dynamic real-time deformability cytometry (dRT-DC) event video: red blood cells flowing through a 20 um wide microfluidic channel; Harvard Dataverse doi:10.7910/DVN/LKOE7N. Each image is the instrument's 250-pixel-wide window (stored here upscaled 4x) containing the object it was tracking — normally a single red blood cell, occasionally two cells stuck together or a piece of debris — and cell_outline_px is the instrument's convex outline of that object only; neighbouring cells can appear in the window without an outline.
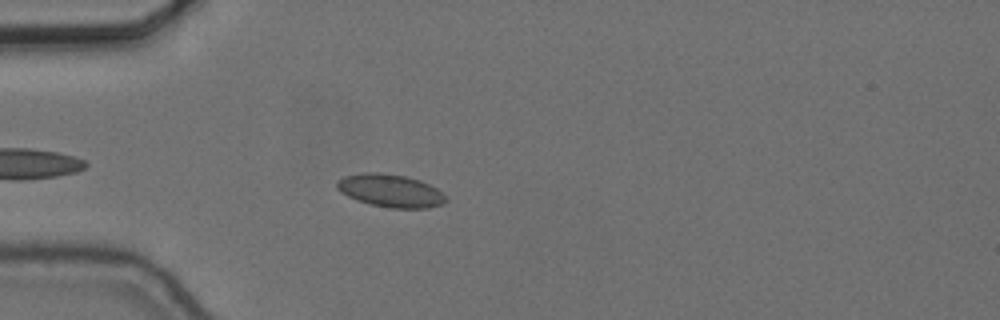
{"species": "common noctule bat (a hibernating species)", "species_latin": "Nyctalus noctula", "temperature_condition": "cold", "stored_images_in_passage": 44, "camera_frame_rate_fps": 3000, "um_per_image_px": 0.085, "animal": {"sex": "female", "body_mass_g": 24.6, "forearm_length_mm": 56.2}, "frame": {"image": 1, "passage_image": 6, "time_ms": 1.667, "image_size_px": [1000, 320], "cell_outline_px": [[448, 200], [444, 204], [428, 208], [392, 208], [368, 204], [356, 200], [340, 192], [336, 188], [336, 180], [344, 176], [364, 172], [380, 172], [404, 176], [420, 180], [436, 188], [448, 196]], "centroid_in_image_um": [33.19, 16.21], "position_along_channel_um": 51.8, "area_um2": 21.15}}
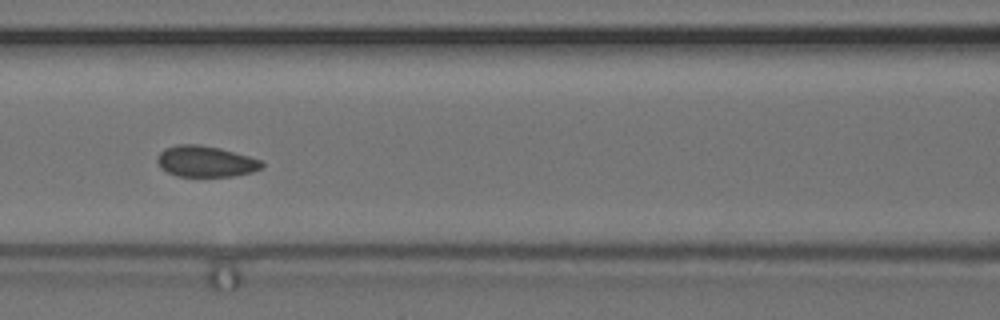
{"frame": {"image": 2, "passage_image": 15, "time_ms": 4.667, "image_size_px": [1000, 320], "cell_outline_px": [[264, 164], [260, 168], [252, 172], [232, 176], [176, 176], [160, 168], [156, 160], [156, 156], [164, 148], [176, 144], [200, 144], [220, 148], [248, 156], [260, 160]], "centroid_in_image_um": [17.42, 13.71], "position_along_channel_um": 149.2, "area_um2": 18.96}}
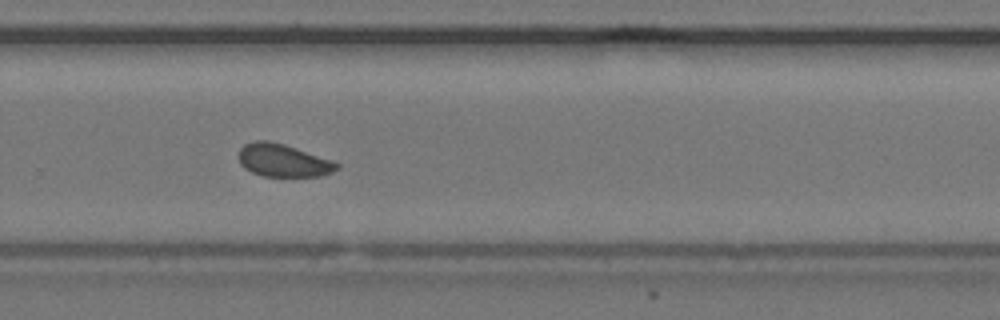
{"frame": {"image": 3, "passage_image": 28, "time_ms": 9.0, "image_size_px": [1000, 320], "cell_outline_px": [[340, 168], [332, 172], [320, 176], [264, 176], [252, 172], [244, 168], [240, 164], [240, 148], [244, 144], [256, 140], [268, 140], [284, 144], [332, 160], [340, 164]], "centroid_in_image_um": [24.08, 13.63], "position_along_channel_um": 305.7, "area_um2": 18.67}, "authors_computed_cell_mechanics": {"area_um2": 19.1896, "velocity_mm_per_s": 3.6298, "shape_relaxation_time_tau1_ms": null, "shape_relaxation_time_tau2_ms": 1.5947, "deformation_change_tau1": null, "deformation_change_tau2": 0.0614}}